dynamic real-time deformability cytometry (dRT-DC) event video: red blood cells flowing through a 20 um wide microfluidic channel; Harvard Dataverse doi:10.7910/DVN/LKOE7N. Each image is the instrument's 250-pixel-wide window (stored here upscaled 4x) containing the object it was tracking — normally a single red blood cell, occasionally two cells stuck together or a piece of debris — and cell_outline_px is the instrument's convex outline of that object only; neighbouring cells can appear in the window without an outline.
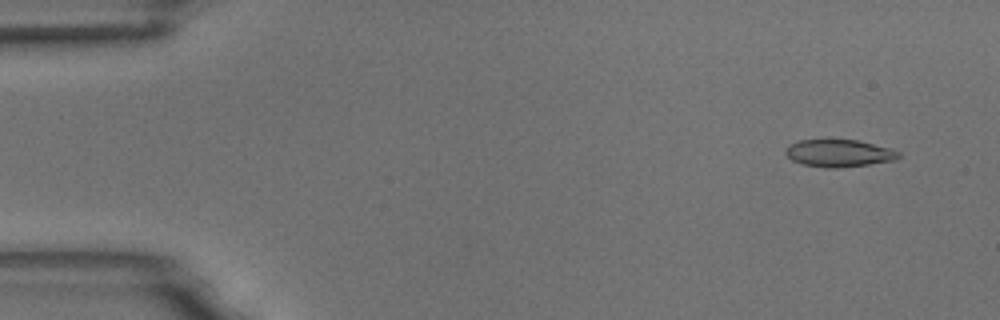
{"species": "common noctule bat (a hibernating species)", "species_latin": "Nyctalus noctula", "temperature_condition": "room temperature", "stored_images_in_passage": 8, "camera_frame_rate_fps": 3000, "um_per_image_px": 0.085, "animal": {"sex": "male", "body_mass_g": 18.8}, "frame": {"image": 1, "passage_image": 1, "time_ms": 0.0, "image_size_px": [1000, 320], "cell_outline_px": [[900, 156], [896, 160], [868, 164], [836, 168], [824, 168], [804, 164], [792, 160], [784, 152], [792, 144], [800, 140], [856, 140], [892, 148], [900, 152]], "centroid_in_image_um": [71.36, 13.03], "position_along_channel_um": 13.6, "area_um2": 17.8}}
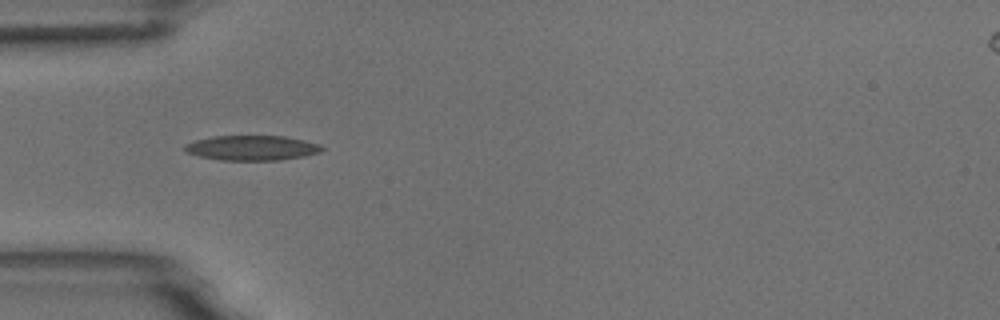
{"frame": {"image": 2, "passage_image": 4, "time_ms": 4.333, "image_size_px": [1000, 320], "cell_outline_px": [[324, 148], [320, 152], [304, 156], [280, 160], [220, 160], [200, 156], [184, 152], [184, 144], [196, 140], [212, 136], [284, 136], [304, 140], [320, 144]], "centroid_in_image_um": [21.4, 12.57], "position_along_channel_um": 63.6, "area_um2": 19.94}}
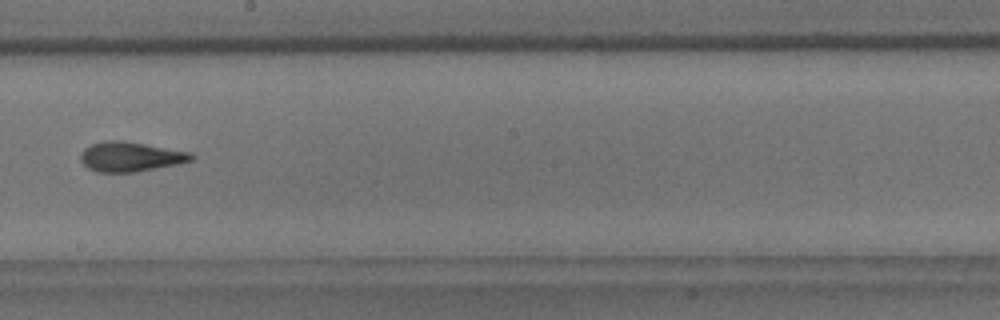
{"frame": {"image": 3, "passage_image": 8, "time_ms": 9.0, "image_size_px": [1000, 320], "cell_outline_px": [[196, 156], [192, 160], [176, 164], [136, 172], [100, 172], [88, 168], [80, 160], [80, 156], [84, 148], [92, 144], [104, 140], [124, 140], [192, 152]], "centroid_in_image_um": [11.1, 13.3], "position_along_channel_um": 237.1, "area_um2": 19.25}}